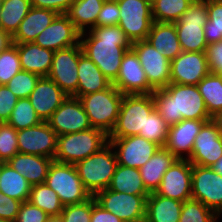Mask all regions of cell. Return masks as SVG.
Listing matches in <instances>:
<instances>
[{"instance_id": "cell-1", "label": "cell", "mask_w": 222, "mask_h": 222, "mask_svg": "<svg viewBox=\"0 0 222 222\" xmlns=\"http://www.w3.org/2000/svg\"><path fill=\"white\" fill-rule=\"evenodd\" d=\"M83 53L91 59L104 76L113 83L120 70V64L132 43L118 26H95L80 33Z\"/></svg>"}, {"instance_id": "cell-2", "label": "cell", "mask_w": 222, "mask_h": 222, "mask_svg": "<svg viewBox=\"0 0 222 222\" xmlns=\"http://www.w3.org/2000/svg\"><path fill=\"white\" fill-rule=\"evenodd\" d=\"M155 109L169 125L185 119L211 120L197 85L170 83L152 92Z\"/></svg>"}, {"instance_id": "cell-3", "label": "cell", "mask_w": 222, "mask_h": 222, "mask_svg": "<svg viewBox=\"0 0 222 222\" xmlns=\"http://www.w3.org/2000/svg\"><path fill=\"white\" fill-rule=\"evenodd\" d=\"M117 165L115 151L108 142L96 153L77 162L75 167L83 185L94 196L109 187Z\"/></svg>"}, {"instance_id": "cell-4", "label": "cell", "mask_w": 222, "mask_h": 222, "mask_svg": "<svg viewBox=\"0 0 222 222\" xmlns=\"http://www.w3.org/2000/svg\"><path fill=\"white\" fill-rule=\"evenodd\" d=\"M155 109L152 94H125L119 115L108 138L145 134L146 117Z\"/></svg>"}, {"instance_id": "cell-5", "label": "cell", "mask_w": 222, "mask_h": 222, "mask_svg": "<svg viewBox=\"0 0 222 222\" xmlns=\"http://www.w3.org/2000/svg\"><path fill=\"white\" fill-rule=\"evenodd\" d=\"M109 142L108 135L97 128H90L57 137V150L54 161L73 164L96 153Z\"/></svg>"}, {"instance_id": "cell-6", "label": "cell", "mask_w": 222, "mask_h": 222, "mask_svg": "<svg viewBox=\"0 0 222 222\" xmlns=\"http://www.w3.org/2000/svg\"><path fill=\"white\" fill-rule=\"evenodd\" d=\"M123 95L113 84L103 91L81 96L85 113L92 128L109 135L114 128L120 110Z\"/></svg>"}, {"instance_id": "cell-7", "label": "cell", "mask_w": 222, "mask_h": 222, "mask_svg": "<svg viewBox=\"0 0 222 222\" xmlns=\"http://www.w3.org/2000/svg\"><path fill=\"white\" fill-rule=\"evenodd\" d=\"M208 22L207 0H194L174 22L182 51L206 52L204 25Z\"/></svg>"}, {"instance_id": "cell-8", "label": "cell", "mask_w": 222, "mask_h": 222, "mask_svg": "<svg viewBox=\"0 0 222 222\" xmlns=\"http://www.w3.org/2000/svg\"><path fill=\"white\" fill-rule=\"evenodd\" d=\"M45 183L58 194L63 206L83 203L92 197L73 164L53 161Z\"/></svg>"}, {"instance_id": "cell-9", "label": "cell", "mask_w": 222, "mask_h": 222, "mask_svg": "<svg viewBox=\"0 0 222 222\" xmlns=\"http://www.w3.org/2000/svg\"><path fill=\"white\" fill-rule=\"evenodd\" d=\"M120 11L118 26L131 43L146 40L152 23L151 0H117Z\"/></svg>"}, {"instance_id": "cell-10", "label": "cell", "mask_w": 222, "mask_h": 222, "mask_svg": "<svg viewBox=\"0 0 222 222\" xmlns=\"http://www.w3.org/2000/svg\"><path fill=\"white\" fill-rule=\"evenodd\" d=\"M149 195H131L104 189L94 195L96 202L123 222H144L146 198Z\"/></svg>"}, {"instance_id": "cell-11", "label": "cell", "mask_w": 222, "mask_h": 222, "mask_svg": "<svg viewBox=\"0 0 222 222\" xmlns=\"http://www.w3.org/2000/svg\"><path fill=\"white\" fill-rule=\"evenodd\" d=\"M191 193L192 199L222 217V176L211 167L192 165Z\"/></svg>"}, {"instance_id": "cell-12", "label": "cell", "mask_w": 222, "mask_h": 222, "mask_svg": "<svg viewBox=\"0 0 222 222\" xmlns=\"http://www.w3.org/2000/svg\"><path fill=\"white\" fill-rule=\"evenodd\" d=\"M83 54L80 42L74 46L54 52L48 78L53 80L68 96L77 91L78 63Z\"/></svg>"}, {"instance_id": "cell-13", "label": "cell", "mask_w": 222, "mask_h": 222, "mask_svg": "<svg viewBox=\"0 0 222 222\" xmlns=\"http://www.w3.org/2000/svg\"><path fill=\"white\" fill-rule=\"evenodd\" d=\"M131 48L136 52L148 83L154 90L165 88L170 84L171 61L163 53L146 40L132 43Z\"/></svg>"}, {"instance_id": "cell-14", "label": "cell", "mask_w": 222, "mask_h": 222, "mask_svg": "<svg viewBox=\"0 0 222 222\" xmlns=\"http://www.w3.org/2000/svg\"><path fill=\"white\" fill-rule=\"evenodd\" d=\"M56 132L47 122L17 131L19 153L55 158L57 150Z\"/></svg>"}, {"instance_id": "cell-15", "label": "cell", "mask_w": 222, "mask_h": 222, "mask_svg": "<svg viewBox=\"0 0 222 222\" xmlns=\"http://www.w3.org/2000/svg\"><path fill=\"white\" fill-rule=\"evenodd\" d=\"M108 139L115 151L118 164L136 169H140L160 148L139 135Z\"/></svg>"}, {"instance_id": "cell-16", "label": "cell", "mask_w": 222, "mask_h": 222, "mask_svg": "<svg viewBox=\"0 0 222 222\" xmlns=\"http://www.w3.org/2000/svg\"><path fill=\"white\" fill-rule=\"evenodd\" d=\"M58 136L92 128L79 98L68 96L46 121Z\"/></svg>"}, {"instance_id": "cell-17", "label": "cell", "mask_w": 222, "mask_h": 222, "mask_svg": "<svg viewBox=\"0 0 222 222\" xmlns=\"http://www.w3.org/2000/svg\"><path fill=\"white\" fill-rule=\"evenodd\" d=\"M222 156V134L216 123L206 121L196 136L192 154L188 159L192 165L211 167Z\"/></svg>"}, {"instance_id": "cell-18", "label": "cell", "mask_w": 222, "mask_h": 222, "mask_svg": "<svg viewBox=\"0 0 222 222\" xmlns=\"http://www.w3.org/2000/svg\"><path fill=\"white\" fill-rule=\"evenodd\" d=\"M122 94H152L146 74L136 52L126 51L120 64L119 74L112 83Z\"/></svg>"}, {"instance_id": "cell-19", "label": "cell", "mask_w": 222, "mask_h": 222, "mask_svg": "<svg viewBox=\"0 0 222 222\" xmlns=\"http://www.w3.org/2000/svg\"><path fill=\"white\" fill-rule=\"evenodd\" d=\"M192 164L188 159H177L162 177L156 193L184 202L192 198L191 193Z\"/></svg>"}, {"instance_id": "cell-20", "label": "cell", "mask_w": 222, "mask_h": 222, "mask_svg": "<svg viewBox=\"0 0 222 222\" xmlns=\"http://www.w3.org/2000/svg\"><path fill=\"white\" fill-rule=\"evenodd\" d=\"M209 73L206 52L182 51L171 61L170 83L197 85Z\"/></svg>"}, {"instance_id": "cell-21", "label": "cell", "mask_w": 222, "mask_h": 222, "mask_svg": "<svg viewBox=\"0 0 222 222\" xmlns=\"http://www.w3.org/2000/svg\"><path fill=\"white\" fill-rule=\"evenodd\" d=\"M79 42L80 32L66 14H59L34 40L35 44L54 52Z\"/></svg>"}, {"instance_id": "cell-22", "label": "cell", "mask_w": 222, "mask_h": 222, "mask_svg": "<svg viewBox=\"0 0 222 222\" xmlns=\"http://www.w3.org/2000/svg\"><path fill=\"white\" fill-rule=\"evenodd\" d=\"M67 97L68 95L53 80L40 77L29 100L37 116L46 122Z\"/></svg>"}, {"instance_id": "cell-23", "label": "cell", "mask_w": 222, "mask_h": 222, "mask_svg": "<svg viewBox=\"0 0 222 222\" xmlns=\"http://www.w3.org/2000/svg\"><path fill=\"white\" fill-rule=\"evenodd\" d=\"M209 120H181L177 124L169 126L165 148L177 159H189L196 136L203 124Z\"/></svg>"}, {"instance_id": "cell-24", "label": "cell", "mask_w": 222, "mask_h": 222, "mask_svg": "<svg viewBox=\"0 0 222 222\" xmlns=\"http://www.w3.org/2000/svg\"><path fill=\"white\" fill-rule=\"evenodd\" d=\"M13 44L17 46L22 70L35 73L40 77L48 76L54 51L40 47L34 42Z\"/></svg>"}, {"instance_id": "cell-25", "label": "cell", "mask_w": 222, "mask_h": 222, "mask_svg": "<svg viewBox=\"0 0 222 222\" xmlns=\"http://www.w3.org/2000/svg\"><path fill=\"white\" fill-rule=\"evenodd\" d=\"M59 14L50 9L31 7L25 18L19 24L12 43L34 42L36 37L48 27Z\"/></svg>"}, {"instance_id": "cell-26", "label": "cell", "mask_w": 222, "mask_h": 222, "mask_svg": "<svg viewBox=\"0 0 222 222\" xmlns=\"http://www.w3.org/2000/svg\"><path fill=\"white\" fill-rule=\"evenodd\" d=\"M53 161L49 157L18 152L7 163L33 186L45 183Z\"/></svg>"}, {"instance_id": "cell-27", "label": "cell", "mask_w": 222, "mask_h": 222, "mask_svg": "<svg viewBox=\"0 0 222 222\" xmlns=\"http://www.w3.org/2000/svg\"><path fill=\"white\" fill-rule=\"evenodd\" d=\"M78 78L77 91L72 95L76 98L103 91L112 84L84 53L79 57Z\"/></svg>"}, {"instance_id": "cell-28", "label": "cell", "mask_w": 222, "mask_h": 222, "mask_svg": "<svg viewBox=\"0 0 222 222\" xmlns=\"http://www.w3.org/2000/svg\"><path fill=\"white\" fill-rule=\"evenodd\" d=\"M146 41L170 61L182 52L175 23L154 21Z\"/></svg>"}, {"instance_id": "cell-29", "label": "cell", "mask_w": 222, "mask_h": 222, "mask_svg": "<svg viewBox=\"0 0 222 222\" xmlns=\"http://www.w3.org/2000/svg\"><path fill=\"white\" fill-rule=\"evenodd\" d=\"M177 158L165 147L157 152L139 169L145 188L151 193L160 187L164 173Z\"/></svg>"}, {"instance_id": "cell-30", "label": "cell", "mask_w": 222, "mask_h": 222, "mask_svg": "<svg viewBox=\"0 0 222 222\" xmlns=\"http://www.w3.org/2000/svg\"><path fill=\"white\" fill-rule=\"evenodd\" d=\"M183 202L151 192L146 198L144 222H179Z\"/></svg>"}, {"instance_id": "cell-31", "label": "cell", "mask_w": 222, "mask_h": 222, "mask_svg": "<svg viewBox=\"0 0 222 222\" xmlns=\"http://www.w3.org/2000/svg\"><path fill=\"white\" fill-rule=\"evenodd\" d=\"M105 0H74L66 13L75 28L83 33L96 26V20Z\"/></svg>"}, {"instance_id": "cell-32", "label": "cell", "mask_w": 222, "mask_h": 222, "mask_svg": "<svg viewBox=\"0 0 222 222\" xmlns=\"http://www.w3.org/2000/svg\"><path fill=\"white\" fill-rule=\"evenodd\" d=\"M32 185L8 163L0 164V191L20 202L28 201Z\"/></svg>"}, {"instance_id": "cell-33", "label": "cell", "mask_w": 222, "mask_h": 222, "mask_svg": "<svg viewBox=\"0 0 222 222\" xmlns=\"http://www.w3.org/2000/svg\"><path fill=\"white\" fill-rule=\"evenodd\" d=\"M109 190L131 195H149L145 188L139 169L118 164L112 177Z\"/></svg>"}, {"instance_id": "cell-34", "label": "cell", "mask_w": 222, "mask_h": 222, "mask_svg": "<svg viewBox=\"0 0 222 222\" xmlns=\"http://www.w3.org/2000/svg\"><path fill=\"white\" fill-rule=\"evenodd\" d=\"M31 7L30 0H3L0 3V28L12 37Z\"/></svg>"}, {"instance_id": "cell-35", "label": "cell", "mask_w": 222, "mask_h": 222, "mask_svg": "<svg viewBox=\"0 0 222 222\" xmlns=\"http://www.w3.org/2000/svg\"><path fill=\"white\" fill-rule=\"evenodd\" d=\"M197 87L211 117L222 111V79L219 74H207Z\"/></svg>"}, {"instance_id": "cell-36", "label": "cell", "mask_w": 222, "mask_h": 222, "mask_svg": "<svg viewBox=\"0 0 222 222\" xmlns=\"http://www.w3.org/2000/svg\"><path fill=\"white\" fill-rule=\"evenodd\" d=\"M28 201L42 209L50 217L60 216L64 207L59 200L58 194L46 183L33 185Z\"/></svg>"}, {"instance_id": "cell-37", "label": "cell", "mask_w": 222, "mask_h": 222, "mask_svg": "<svg viewBox=\"0 0 222 222\" xmlns=\"http://www.w3.org/2000/svg\"><path fill=\"white\" fill-rule=\"evenodd\" d=\"M194 0H151L152 16L155 22H176Z\"/></svg>"}, {"instance_id": "cell-38", "label": "cell", "mask_w": 222, "mask_h": 222, "mask_svg": "<svg viewBox=\"0 0 222 222\" xmlns=\"http://www.w3.org/2000/svg\"><path fill=\"white\" fill-rule=\"evenodd\" d=\"M35 109L32 107L29 98H19L10 115L7 124L14 127L17 131L30 128L41 123Z\"/></svg>"}, {"instance_id": "cell-39", "label": "cell", "mask_w": 222, "mask_h": 222, "mask_svg": "<svg viewBox=\"0 0 222 222\" xmlns=\"http://www.w3.org/2000/svg\"><path fill=\"white\" fill-rule=\"evenodd\" d=\"M208 22L204 35L208 44L222 41V0H207Z\"/></svg>"}, {"instance_id": "cell-40", "label": "cell", "mask_w": 222, "mask_h": 222, "mask_svg": "<svg viewBox=\"0 0 222 222\" xmlns=\"http://www.w3.org/2000/svg\"><path fill=\"white\" fill-rule=\"evenodd\" d=\"M220 217L198 200L183 202L179 222H219Z\"/></svg>"}, {"instance_id": "cell-41", "label": "cell", "mask_w": 222, "mask_h": 222, "mask_svg": "<svg viewBox=\"0 0 222 222\" xmlns=\"http://www.w3.org/2000/svg\"><path fill=\"white\" fill-rule=\"evenodd\" d=\"M169 125L164 121L156 109L147 117L145 123V134H139L148 141L164 147L167 141Z\"/></svg>"}, {"instance_id": "cell-42", "label": "cell", "mask_w": 222, "mask_h": 222, "mask_svg": "<svg viewBox=\"0 0 222 222\" xmlns=\"http://www.w3.org/2000/svg\"><path fill=\"white\" fill-rule=\"evenodd\" d=\"M21 70L17 46L12 43L0 52V85H6Z\"/></svg>"}, {"instance_id": "cell-43", "label": "cell", "mask_w": 222, "mask_h": 222, "mask_svg": "<svg viewBox=\"0 0 222 222\" xmlns=\"http://www.w3.org/2000/svg\"><path fill=\"white\" fill-rule=\"evenodd\" d=\"M40 76L28 71L21 70L14 75L6 86L18 98H29Z\"/></svg>"}, {"instance_id": "cell-44", "label": "cell", "mask_w": 222, "mask_h": 222, "mask_svg": "<svg viewBox=\"0 0 222 222\" xmlns=\"http://www.w3.org/2000/svg\"><path fill=\"white\" fill-rule=\"evenodd\" d=\"M18 152L17 130L0 123V162L7 163Z\"/></svg>"}, {"instance_id": "cell-45", "label": "cell", "mask_w": 222, "mask_h": 222, "mask_svg": "<svg viewBox=\"0 0 222 222\" xmlns=\"http://www.w3.org/2000/svg\"><path fill=\"white\" fill-rule=\"evenodd\" d=\"M92 213V197L83 203L63 207L60 217L63 222H90Z\"/></svg>"}, {"instance_id": "cell-46", "label": "cell", "mask_w": 222, "mask_h": 222, "mask_svg": "<svg viewBox=\"0 0 222 222\" xmlns=\"http://www.w3.org/2000/svg\"><path fill=\"white\" fill-rule=\"evenodd\" d=\"M120 11L117 0H105L96 20V26L118 25Z\"/></svg>"}, {"instance_id": "cell-47", "label": "cell", "mask_w": 222, "mask_h": 222, "mask_svg": "<svg viewBox=\"0 0 222 222\" xmlns=\"http://www.w3.org/2000/svg\"><path fill=\"white\" fill-rule=\"evenodd\" d=\"M50 216L29 201L22 202L14 222H47Z\"/></svg>"}, {"instance_id": "cell-48", "label": "cell", "mask_w": 222, "mask_h": 222, "mask_svg": "<svg viewBox=\"0 0 222 222\" xmlns=\"http://www.w3.org/2000/svg\"><path fill=\"white\" fill-rule=\"evenodd\" d=\"M18 99L6 85H0V123H7Z\"/></svg>"}, {"instance_id": "cell-49", "label": "cell", "mask_w": 222, "mask_h": 222, "mask_svg": "<svg viewBox=\"0 0 222 222\" xmlns=\"http://www.w3.org/2000/svg\"><path fill=\"white\" fill-rule=\"evenodd\" d=\"M206 57L210 73L222 74V41L208 44Z\"/></svg>"}, {"instance_id": "cell-50", "label": "cell", "mask_w": 222, "mask_h": 222, "mask_svg": "<svg viewBox=\"0 0 222 222\" xmlns=\"http://www.w3.org/2000/svg\"><path fill=\"white\" fill-rule=\"evenodd\" d=\"M22 202L4 195L0 191V218L14 222Z\"/></svg>"}, {"instance_id": "cell-51", "label": "cell", "mask_w": 222, "mask_h": 222, "mask_svg": "<svg viewBox=\"0 0 222 222\" xmlns=\"http://www.w3.org/2000/svg\"><path fill=\"white\" fill-rule=\"evenodd\" d=\"M35 8L50 9L58 14H66L74 0H30Z\"/></svg>"}, {"instance_id": "cell-52", "label": "cell", "mask_w": 222, "mask_h": 222, "mask_svg": "<svg viewBox=\"0 0 222 222\" xmlns=\"http://www.w3.org/2000/svg\"><path fill=\"white\" fill-rule=\"evenodd\" d=\"M90 222H123L112 212H108L100 206L92 196V213Z\"/></svg>"}, {"instance_id": "cell-53", "label": "cell", "mask_w": 222, "mask_h": 222, "mask_svg": "<svg viewBox=\"0 0 222 222\" xmlns=\"http://www.w3.org/2000/svg\"><path fill=\"white\" fill-rule=\"evenodd\" d=\"M12 44L11 37L0 28V52Z\"/></svg>"}, {"instance_id": "cell-54", "label": "cell", "mask_w": 222, "mask_h": 222, "mask_svg": "<svg viewBox=\"0 0 222 222\" xmlns=\"http://www.w3.org/2000/svg\"><path fill=\"white\" fill-rule=\"evenodd\" d=\"M212 120L216 123L222 134V111L218 112L216 115L212 117Z\"/></svg>"}, {"instance_id": "cell-55", "label": "cell", "mask_w": 222, "mask_h": 222, "mask_svg": "<svg viewBox=\"0 0 222 222\" xmlns=\"http://www.w3.org/2000/svg\"><path fill=\"white\" fill-rule=\"evenodd\" d=\"M211 168L222 176V156Z\"/></svg>"}, {"instance_id": "cell-56", "label": "cell", "mask_w": 222, "mask_h": 222, "mask_svg": "<svg viewBox=\"0 0 222 222\" xmlns=\"http://www.w3.org/2000/svg\"><path fill=\"white\" fill-rule=\"evenodd\" d=\"M47 222H63V219L60 216L50 217Z\"/></svg>"}, {"instance_id": "cell-57", "label": "cell", "mask_w": 222, "mask_h": 222, "mask_svg": "<svg viewBox=\"0 0 222 222\" xmlns=\"http://www.w3.org/2000/svg\"><path fill=\"white\" fill-rule=\"evenodd\" d=\"M0 222H10V221H7V220H4L3 218H0Z\"/></svg>"}]
</instances>
